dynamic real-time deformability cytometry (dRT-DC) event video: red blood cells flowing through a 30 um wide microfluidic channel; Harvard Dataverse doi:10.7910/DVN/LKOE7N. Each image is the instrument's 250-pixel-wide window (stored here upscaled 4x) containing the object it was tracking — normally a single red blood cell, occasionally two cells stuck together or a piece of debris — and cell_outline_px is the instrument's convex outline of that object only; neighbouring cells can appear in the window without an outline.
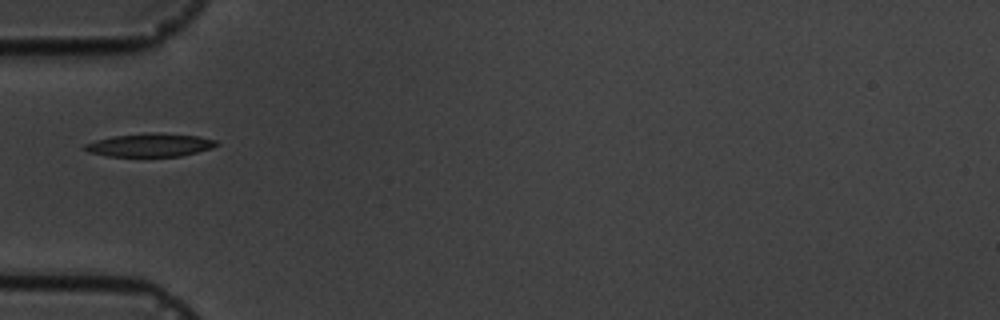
{"species": "common noctule bat (a hibernating species)", "species_latin": "Nyctalus noctula", "temperature_condition": "cold", "stored_images_in_passage": 6, "camera_frame_rate_fps": 3000, "um_per_image_px": 0.085, "animal": {"sex": "male", "body_mass_g": 19.5, "forearm_length_mm": 54.6}, "frame": {"image": 1, "passage_image": 6, "time_ms": 5.667, "image_size_px": [1000, 320], "cell_outline_px": [[220, 144], [212, 148], [180, 156], [108, 156], [88, 152], [80, 148], [84, 144], [96, 140], [112, 136], [148, 132], [156, 132], [200, 136], [216, 140]], "centroid_in_image_um": [12.73, 12.31], "position_along_channel_um": 72.3, "area_um2": 18.03}}